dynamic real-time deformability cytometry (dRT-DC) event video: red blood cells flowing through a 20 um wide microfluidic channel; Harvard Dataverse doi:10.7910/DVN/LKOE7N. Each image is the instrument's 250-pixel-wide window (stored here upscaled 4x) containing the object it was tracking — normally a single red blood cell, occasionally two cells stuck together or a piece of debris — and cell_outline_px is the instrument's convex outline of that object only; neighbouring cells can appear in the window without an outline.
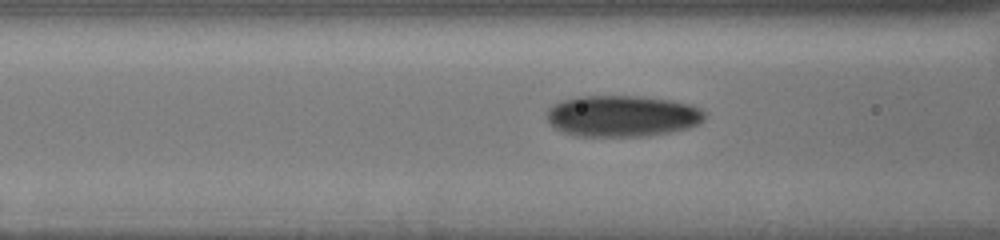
{"species": "human", "species_latin": "Homo sapiens", "temperature_condition": "cold", "stored_images_in_passage": 8, "camera_frame_rate_fps": 3000, "um_per_image_px": 0.085, "donor": {"sex": "male"}, "frame": {"image": 1, "passage_image": 6, "time_ms": 1.333, "image_size_px": [1000, 240], "cell_outline_px": [[704, 120], [700, 124], [688, 128], [668, 132], [644, 136], [576, 136], [560, 132], [548, 120], [548, 108], [552, 104], [560, 100], [576, 96], [640, 96], [668, 100], [692, 104], [700, 108], [704, 112]], "centroid_in_image_um": [52.87, 9.85], "position_along_channel_um": 113.7, "area_um2": 38.21}}